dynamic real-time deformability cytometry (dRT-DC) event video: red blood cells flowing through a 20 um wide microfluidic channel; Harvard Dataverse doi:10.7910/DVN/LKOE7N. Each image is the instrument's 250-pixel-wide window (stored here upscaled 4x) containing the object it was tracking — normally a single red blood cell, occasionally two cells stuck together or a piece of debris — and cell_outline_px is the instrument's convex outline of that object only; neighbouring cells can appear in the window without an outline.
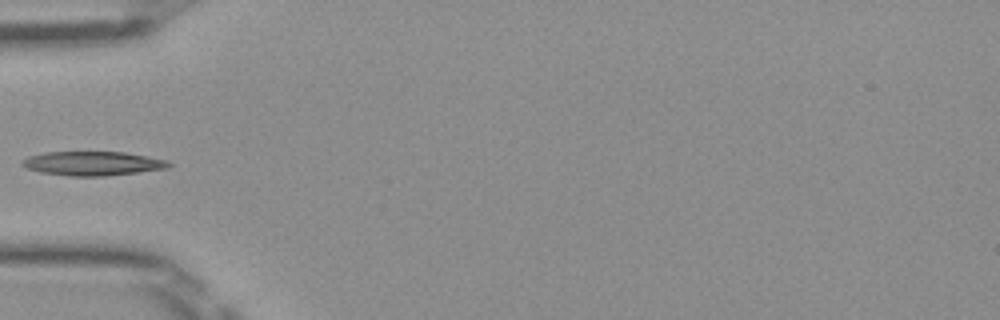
{"species": "Egyptian fruit bat (a non-hibernating species)", "species_latin": "Rousettus aegyptiacus", "temperature_condition": "room temperature", "stored_images_in_passage": 34, "camera_frame_rate_fps": 3000, "um_per_image_px": 0.085, "frame": {"image": 1, "passage_image": 1, "time_ms": 0.0, "image_size_px": [1000, 320], "cell_outline_px": [[172, 164], [168, 168], [104, 176], [72, 176], [40, 172], [24, 168], [20, 164], [20, 160], [28, 156], [44, 152], [124, 152], [168, 160]], "centroid_in_image_um": [7.82, 13.89], "position_along_channel_um": 77.2, "area_um2": 20.63}}
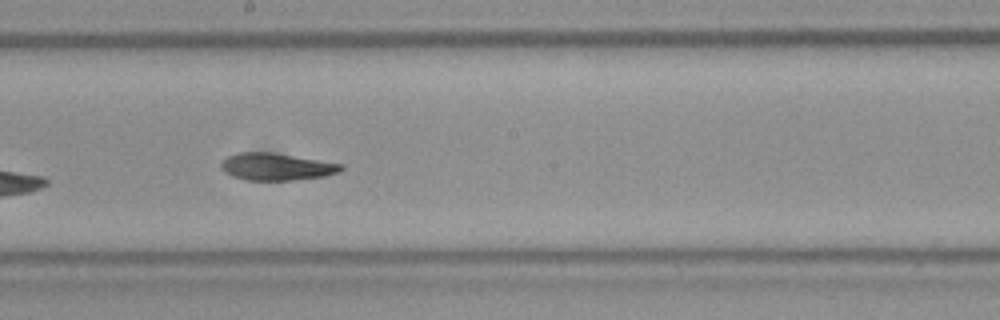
{"frame": {"image": 2, "passage_image": 12, "time_ms": 3.667, "image_size_px": [1000, 320], "cell_outline_px": [[344, 168], [340, 172], [324, 176], [292, 180], [248, 180], [232, 176], [224, 172], [220, 168], [220, 164], [228, 156], [236, 152], [272, 152], [344, 164]], "centroid_in_image_um": [23.5, 14.16], "position_along_channel_um": 224.7, "area_um2": 19.07}}
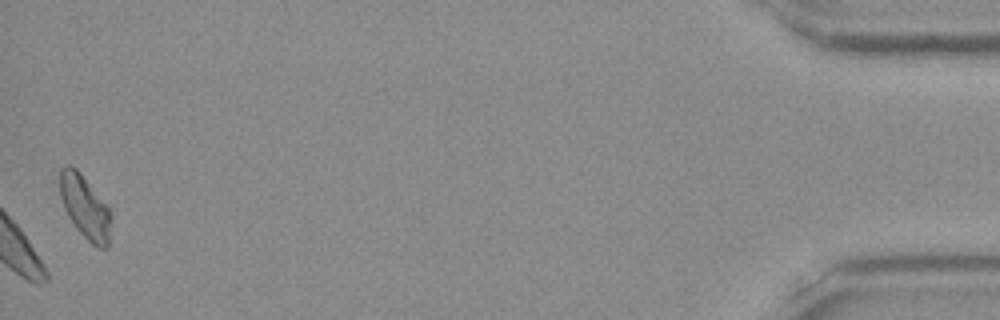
{"frame": {"image": 3, "passage_image": 34, "time_ms": 11.0, "image_size_px": [1000, 320], "cell_outline_px": [[112, 220], [108, 248], [96, 248], [76, 228], [68, 216], [64, 208], [60, 196], [60, 168], [68, 164], [76, 168], [80, 172], [108, 208], [112, 216]], "centroid_in_image_um": [7.23, 17.62], "position_along_channel_um": 428.0, "area_um2": 18.79}}